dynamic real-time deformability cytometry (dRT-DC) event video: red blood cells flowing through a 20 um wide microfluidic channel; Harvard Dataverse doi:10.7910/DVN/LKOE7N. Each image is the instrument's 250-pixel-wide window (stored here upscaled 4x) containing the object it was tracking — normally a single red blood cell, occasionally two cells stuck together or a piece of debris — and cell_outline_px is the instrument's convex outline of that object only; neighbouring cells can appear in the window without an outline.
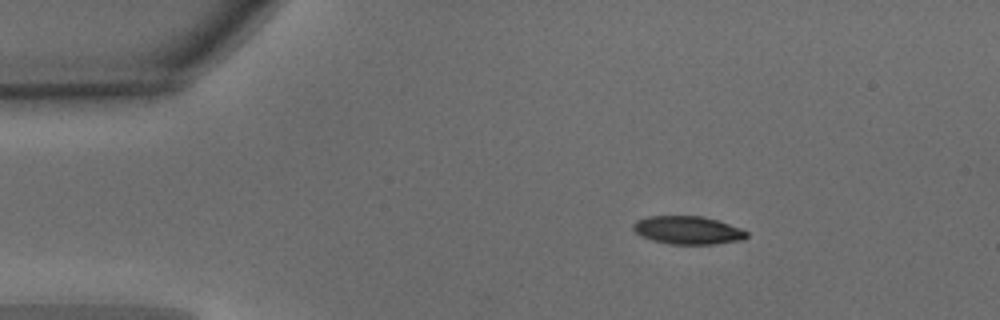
{"species": "common noctule bat (a hibernating species)", "species_latin": "Nyctalus noctula", "temperature_condition": "warm", "stored_images_in_passage": 10, "camera_frame_rate_fps": 3000, "um_per_image_px": 0.085, "animal": {"sex": "male", "body_mass_g": 15.6}, "frame": {"image": 1, "passage_image": 1, "time_ms": 0.0, "image_size_px": [1000, 320], "cell_outline_px": [[748, 236], [744, 240], [712, 244], [672, 244], [652, 240], [640, 236], [632, 228], [632, 224], [636, 220], [648, 216], [700, 216], [716, 220], [740, 228], [748, 232]], "centroid_in_image_um": [58.44, 19.57], "position_along_channel_um": 26.6, "area_um2": 18.55}}
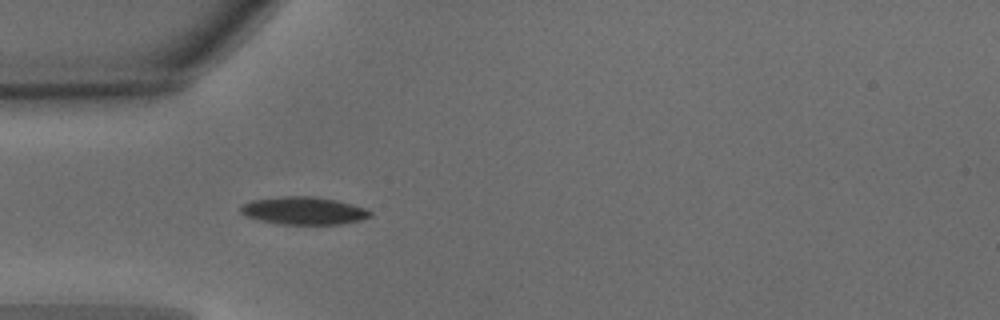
{"frame": {"image": 2, "passage_image": 8, "time_ms": 2.333, "image_size_px": [1000, 320], "cell_outline_px": [[372, 216], [364, 220], [344, 224], [284, 224], [260, 220], [248, 216], [240, 212], [240, 204], [252, 200], [280, 196], [312, 196], [336, 200], [352, 204], [364, 208], [372, 212]], "centroid_in_image_um": [25.85, 17.9], "position_along_channel_um": 59.2, "area_um2": 20.98}}